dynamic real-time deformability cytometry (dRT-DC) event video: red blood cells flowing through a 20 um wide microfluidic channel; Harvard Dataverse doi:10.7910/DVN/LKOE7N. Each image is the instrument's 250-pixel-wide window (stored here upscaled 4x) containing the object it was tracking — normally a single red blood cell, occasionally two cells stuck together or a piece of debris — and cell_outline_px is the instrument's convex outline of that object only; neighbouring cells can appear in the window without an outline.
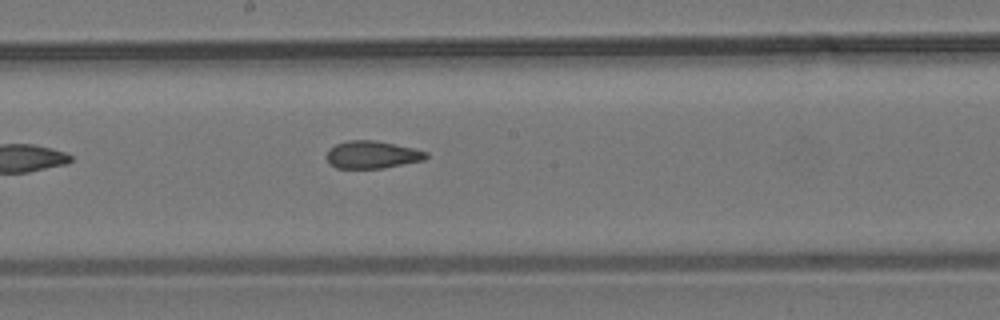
{"species": "common noctule bat (a hibernating species)", "species_latin": "Nyctalus noctula", "temperature_condition": "room temperature", "stored_images_in_passage": 7, "camera_frame_rate_fps": 3000, "um_per_image_px": 0.085, "animal": {"sex": "male", "body_mass_g": 19.2, "forearm_length_mm": 51.8}, "frame": {"image": 1, "passage_image": 7, "time_ms": 8.0, "image_size_px": [1000, 320], "cell_outline_px": [[428, 156], [424, 160], [384, 168], [336, 168], [324, 156], [328, 148], [336, 144], [348, 140], [376, 140], [412, 148], [428, 152]], "centroid_in_image_um": [31.6, 13.14], "position_along_channel_um": 216.6, "area_um2": 16.01}}